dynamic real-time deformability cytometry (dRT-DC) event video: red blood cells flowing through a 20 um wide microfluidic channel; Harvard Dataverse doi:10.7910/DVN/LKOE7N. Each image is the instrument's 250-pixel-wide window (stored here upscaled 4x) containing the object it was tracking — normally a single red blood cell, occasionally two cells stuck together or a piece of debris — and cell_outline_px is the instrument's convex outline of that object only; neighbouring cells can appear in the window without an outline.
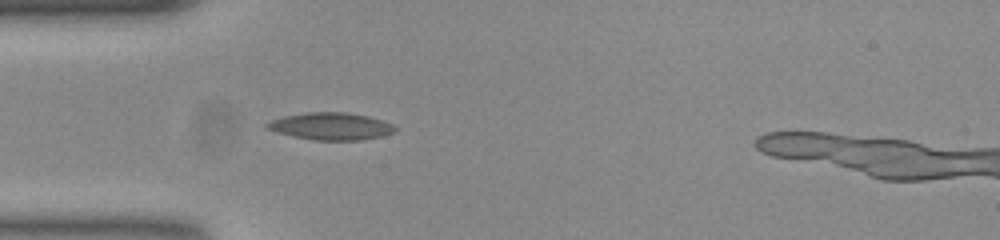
{"species": "common noctule bat (a hibernating species)", "species_latin": "Nyctalus noctula", "temperature_condition": "room temperature", "stored_images_in_passage": 40, "camera_frame_rate_fps": 3000, "um_per_image_px": 0.085, "animal": {"sex": "female", "body_mass_g": 23.0, "forearm_length_mm": 53.4}, "frame": {"image": 1, "passage_image": 5, "time_ms": 1.333, "image_size_px": [1000, 240], "cell_outline_px": [[396, 132], [380, 136], [360, 140], [316, 140], [292, 136], [264, 128], [264, 124], [272, 120], [284, 116], [308, 112], [344, 112], [368, 116], [392, 124], [396, 128]], "centroid_in_image_um": [28.11, 10.73], "position_along_channel_um": 56.9, "area_um2": 20.17}}
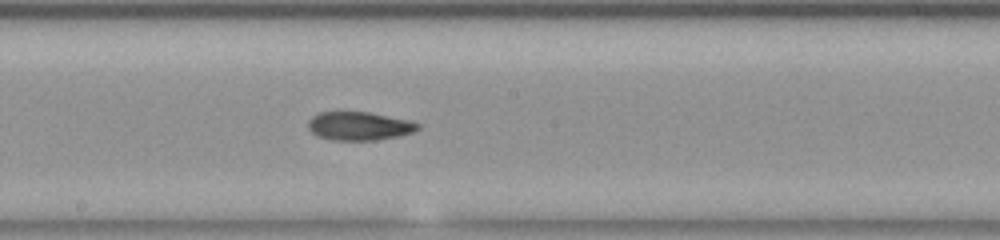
{"frame": {"image": 2, "passage_image": 18, "time_ms": 5.667, "image_size_px": [1000, 240], "cell_outline_px": [[420, 128], [412, 132], [400, 136], [376, 140], [332, 140], [316, 136], [308, 128], [308, 120], [312, 116], [320, 112], [368, 112], [408, 120], [420, 124]], "centroid_in_image_um": [30.51, 10.72], "position_along_channel_um": 217.7, "area_um2": 18.21}}
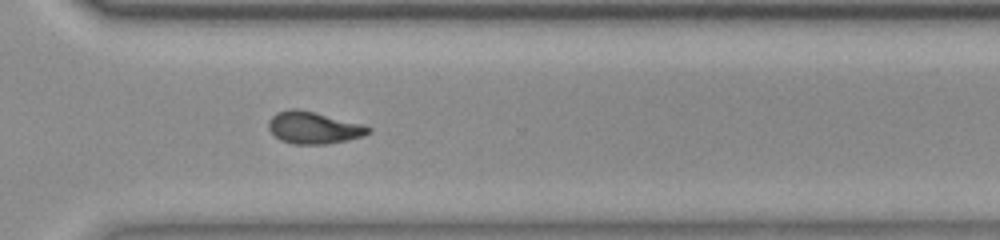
{"frame": {"image": 3, "passage_image": 28, "time_ms": 9.0, "image_size_px": [1000, 240], "cell_outline_px": [[372, 132], [364, 136], [328, 144], [292, 144], [280, 140], [268, 128], [268, 120], [276, 112], [288, 108], [300, 108], [364, 124], [372, 128]], "centroid_in_image_um": [26.67, 10.84], "position_along_channel_um": 343.9, "area_um2": 19.02}}